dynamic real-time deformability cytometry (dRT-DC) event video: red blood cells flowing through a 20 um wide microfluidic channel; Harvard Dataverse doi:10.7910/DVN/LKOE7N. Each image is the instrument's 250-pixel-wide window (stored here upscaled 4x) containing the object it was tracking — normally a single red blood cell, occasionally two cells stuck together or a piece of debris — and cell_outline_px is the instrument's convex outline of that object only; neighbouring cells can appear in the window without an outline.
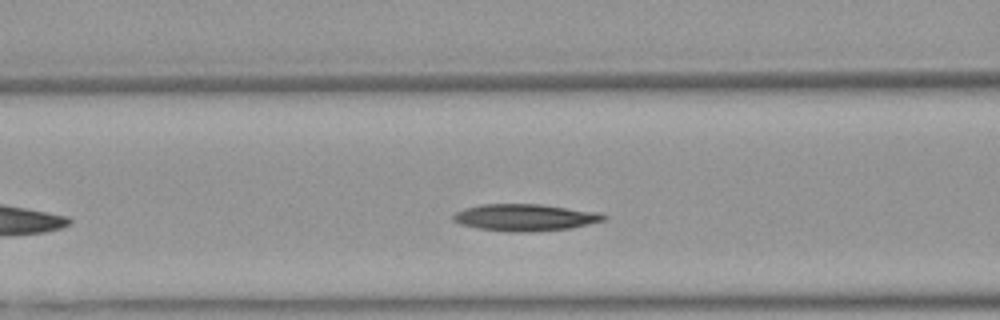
{"species": "Egyptian fruit bat (a non-hibernating species)", "species_latin": "Rousettus aegyptiacus", "temperature_condition": "warm", "stored_images_in_passage": 30, "camera_frame_rate_fps": 3000, "um_per_image_px": 0.085, "animal": {"sex": "female"}, "frame": {"image": 1, "passage_image": 10, "time_ms": 3.0, "image_size_px": [1000, 320], "cell_outline_px": [[608, 216], [604, 220], [572, 228], [532, 232], [508, 232], [476, 228], [460, 224], [452, 220], [452, 216], [456, 212], [464, 208], [480, 204], [540, 204], [600, 212]], "centroid_in_image_um": [44.61, 18.49], "position_along_channel_um": 122.0, "area_um2": 23.81}}
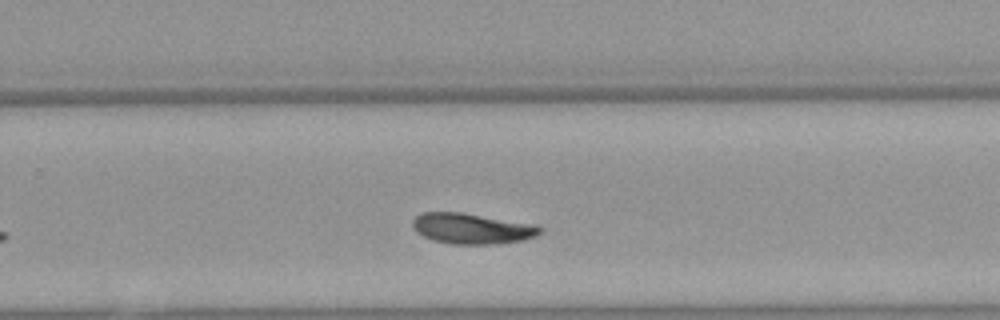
{"frame": {"image": 2, "passage_image": 23, "time_ms": 7.333, "image_size_px": [1000, 320], "cell_outline_px": [[544, 228], [540, 232], [524, 240], [500, 244], [452, 244], [432, 240], [416, 232], [412, 224], [412, 220], [420, 212], [460, 212], [536, 224]], "centroid_in_image_um": [40.1, 19.42], "position_along_channel_um": 289.7, "area_um2": 22.83}}
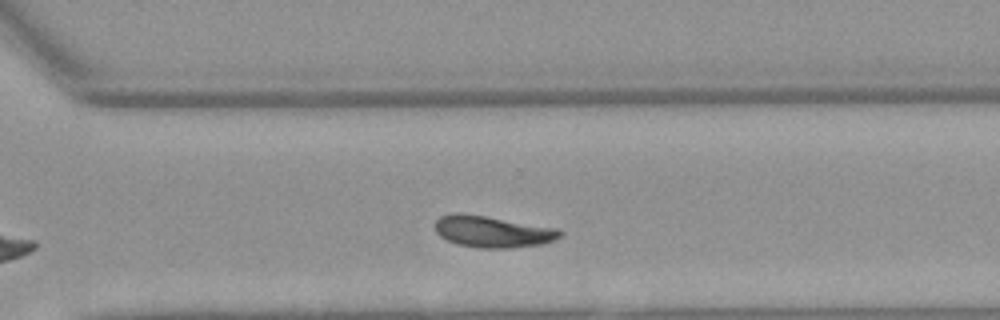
{"frame": {"image": 3, "passage_image": 26, "time_ms": 8.333, "image_size_px": [1000, 320], "cell_outline_px": [[564, 232], [560, 236], [552, 240], [540, 244], [512, 248], [476, 248], [456, 244], [440, 236], [436, 232], [436, 220], [440, 216], [452, 212], [460, 212], [560, 228]], "centroid_in_image_um": [41.86, 19.68], "position_along_channel_um": 328.7, "area_um2": 23.12}, "authors_computed_cell_mechanics": {"area_um2": 22.8599, "velocity_mm_per_s": 3.8919, "shape_relaxation_time_tau1_ms": 3.5964, "shape_relaxation_time_tau2_ms": 5.7072, "deformation_change_tau1": 0.1387, "deformation_change_tau2": 0.1202}}